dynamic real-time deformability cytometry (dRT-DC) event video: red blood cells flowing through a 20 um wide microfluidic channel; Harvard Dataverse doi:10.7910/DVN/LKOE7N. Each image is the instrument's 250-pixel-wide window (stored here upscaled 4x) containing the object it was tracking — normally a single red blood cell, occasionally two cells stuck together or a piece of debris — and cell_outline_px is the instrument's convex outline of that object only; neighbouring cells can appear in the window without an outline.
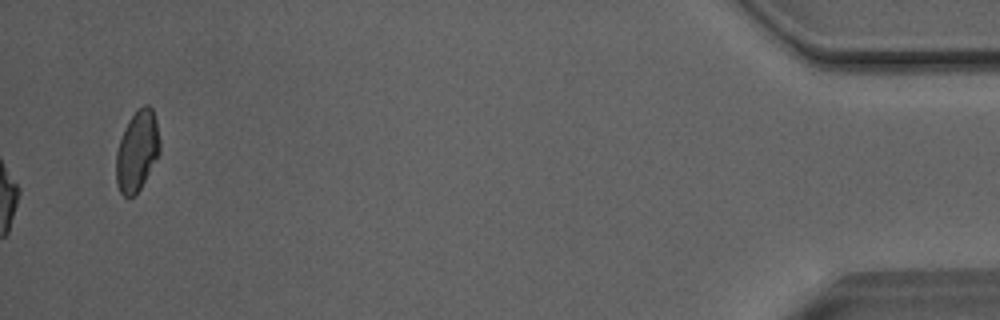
{"species": "Egyptian fruit bat (a non-hibernating species)", "species_latin": "Rousettus aegyptiacus", "temperature_condition": "room temperature", "stored_images_in_passage": 52, "camera_frame_rate_fps": 3000, "um_per_image_px": 0.085, "animal": {"sex": "male"}, "frame": {"image": 1, "passage_image": 52, "time_ms": 17.0, "image_size_px": [1000, 320], "cell_outline_px": [[160, 152], [140, 188], [132, 196], [124, 196], [120, 192], [116, 184], [116, 152], [124, 128], [128, 120], [144, 104], [148, 104], [152, 108], [156, 120], [160, 140]], "centroid_in_image_um": [11.65, 12.81], "position_along_channel_um": 423.5, "area_um2": 20.29}, "authors_computed_cell_mechanics": {"area_um2": 19.7676, "velocity_mm_per_s": 4.0534, "shape_relaxation_time_tau1_ms": 6.1828, "shape_relaxation_time_tau2_ms": 1.8939, "deformation_change_tau1": 0.1876, "deformation_change_tau2": 0.0791}}